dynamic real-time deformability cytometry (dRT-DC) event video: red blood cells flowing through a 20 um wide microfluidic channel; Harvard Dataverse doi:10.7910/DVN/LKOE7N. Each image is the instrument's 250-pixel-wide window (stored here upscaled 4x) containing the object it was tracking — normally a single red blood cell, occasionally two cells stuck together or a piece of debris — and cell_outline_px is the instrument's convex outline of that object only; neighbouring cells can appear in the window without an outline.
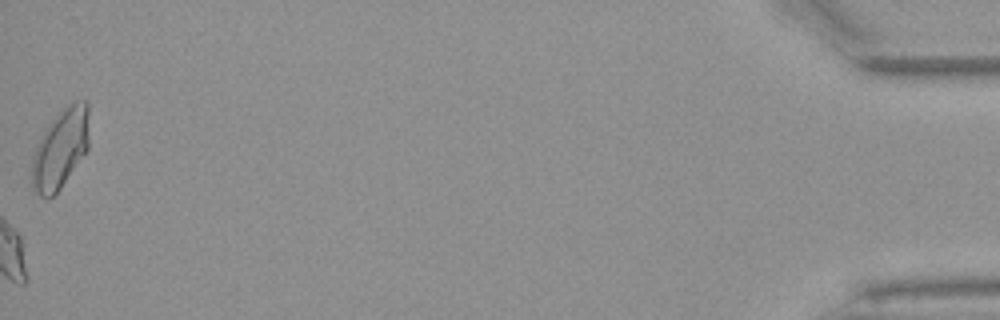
{"species": "Egyptian fruit bat (a non-hibernating species)", "species_latin": "Rousettus aegyptiacus", "temperature_condition": "warm", "stored_images_in_passage": 41, "camera_frame_rate_fps": 3000, "um_per_image_px": 0.085, "animal": {"sex": "female"}, "frame": {"image": 1, "passage_image": 41, "time_ms": 13.333, "image_size_px": [1000, 320], "cell_outline_px": [[88, 148], [60, 188], [48, 200], [40, 196], [32, 188], [32, 156], [48, 124], [68, 104], [76, 100], [88, 100]], "centroid_in_image_um": [5.14, 12.64], "position_along_channel_um": 430.1, "area_um2": 26.13}, "authors_computed_cell_mechanics": {"area_um2": 19.7676, "velocity_mm_per_s": 3.8892, "shape_relaxation_time_tau1_ms": 5.2095, "shape_relaxation_time_tau2_ms": 2.3257, "deformation_change_tau1": 0.1807, "deformation_change_tau2": 0.0847}}